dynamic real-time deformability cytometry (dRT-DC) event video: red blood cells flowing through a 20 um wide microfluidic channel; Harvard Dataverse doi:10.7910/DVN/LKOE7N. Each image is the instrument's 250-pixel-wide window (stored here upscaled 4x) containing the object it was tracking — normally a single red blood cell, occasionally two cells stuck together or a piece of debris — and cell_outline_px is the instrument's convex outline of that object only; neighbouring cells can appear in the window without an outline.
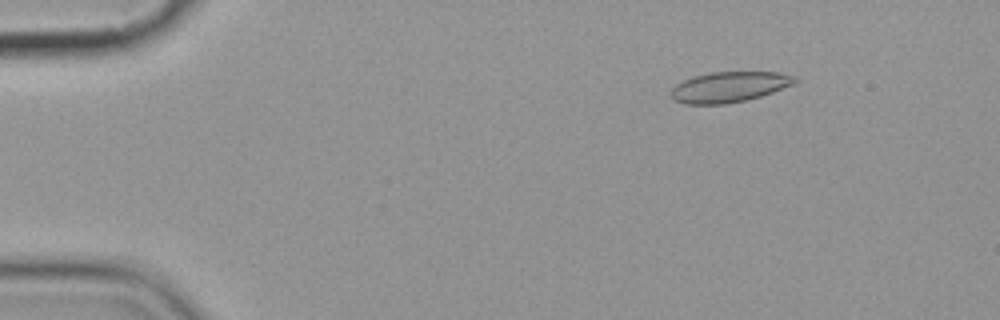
{"species": "common noctule bat (a hibernating species)", "species_latin": "Nyctalus noctula", "temperature_condition": "cold", "stored_images_in_passage": 6, "camera_frame_rate_fps": 3000, "um_per_image_px": 0.085, "animal": {"sex": "female", "body_mass_g": 19.9}, "frame": {"image": 1, "passage_image": 2, "time_ms": 1.333, "image_size_px": [1000, 320], "cell_outline_px": [[800, 80], [792, 84], [772, 92], [760, 96], [728, 104], [684, 104], [672, 100], [668, 96], [672, 88], [676, 84], [692, 76], [708, 72], [780, 72], [796, 76]], "centroid_in_image_um": [61.93, 7.39], "position_along_channel_um": 23.1, "area_um2": 22.25}}
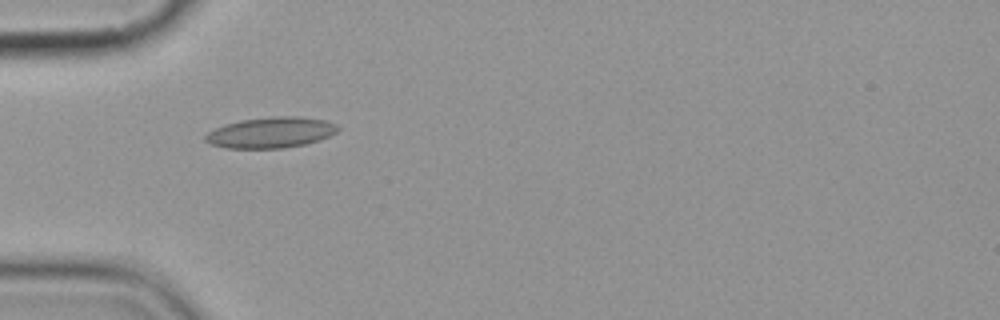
{"frame": {"image": 2, "passage_image": 5, "time_ms": 4.667, "image_size_px": [1000, 320], "cell_outline_px": [[340, 128], [336, 132], [320, 140], [304, 144], [284, 148], [228, 148], [212, 144], [204, 140], [204, 136], [208, 132], [224, 124], [240, 120], [272, 116], [296, 116], [324, 120], [336, 124]], "centroid_in_image_um": [23.01, 11.26], "position_along_channel_um": 62.0, "area_um2": 23.7}}
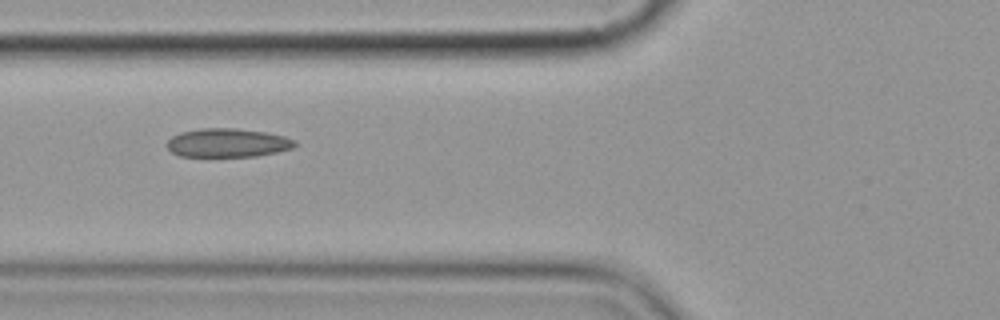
{"frame": {"image": 3, "passage_image": 6, "time_ms": 6.0, "image_size_px": [1000, 320], "cell_outline_px": [[300, 144], [292, 148], [276, 152], [256, 156], [180, 156], [172, 152], [164, 144], [172, 136], [180, 132], [200, 128], [236, 128], [264, 132], [284, 136], [296, 140]], "centroid_in_image_um": [19.35, 12.13], "position_along_channel_um": 106.5, "area_um2": 21.5}}